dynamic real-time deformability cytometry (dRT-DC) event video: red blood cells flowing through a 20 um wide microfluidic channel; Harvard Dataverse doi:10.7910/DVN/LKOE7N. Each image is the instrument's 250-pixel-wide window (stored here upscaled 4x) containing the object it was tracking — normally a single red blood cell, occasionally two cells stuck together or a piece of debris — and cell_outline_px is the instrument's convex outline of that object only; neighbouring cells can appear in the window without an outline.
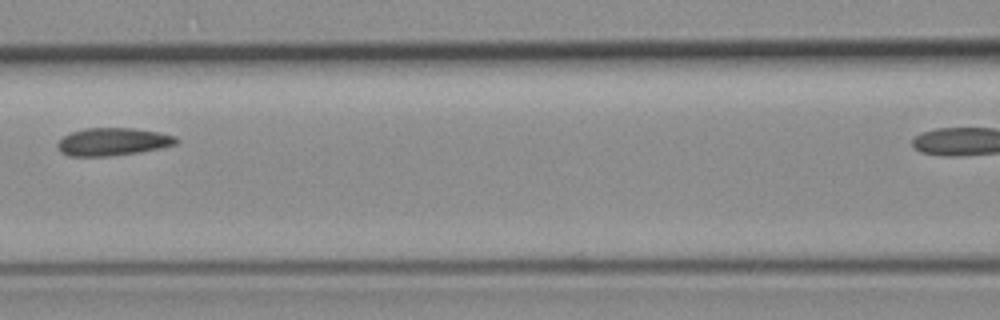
{"species": "common noctule bat (a hibernating species)", "species_latin": "Nyctalus noctula", "temperature_condition": "room temperature", "stored_images_in_passage": 7, "segment_of_instrument_passage": [1, 2], "camera_frame_rate_fps": 3000, "um_per_image_px": 0.085, "animal": {"sex": "female", "body_mass_g": 19.3, "forearm_length_mm": 54.1}, "frame": {"image": 1, "passage_image": 6, "time_ms": 6.667, "image_size_px": [1000, 320], "cell_outline_px": [[180, 140], [176, 144], [160, 148], [140, 152], [112, 156], [68, 156], [60, 152], [56, 144], [64, 136], [72, 132], [84, 128], [132, 128], [160, 132], [176, 136]], "centroid_in_image_um": [9.6, 12.05], "position_along_channel_um": 157.0, "area_um2": 19.31}}